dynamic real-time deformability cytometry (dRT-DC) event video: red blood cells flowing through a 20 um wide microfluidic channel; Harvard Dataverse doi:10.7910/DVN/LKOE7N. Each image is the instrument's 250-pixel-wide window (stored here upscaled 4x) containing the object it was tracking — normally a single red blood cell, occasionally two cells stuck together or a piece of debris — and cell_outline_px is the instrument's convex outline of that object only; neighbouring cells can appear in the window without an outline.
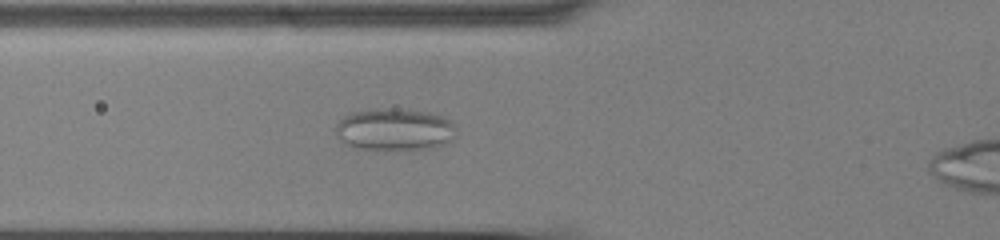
{"species": "common noctule bat (a hibernating species)", "species_latin": "Nyctalus noctula", "temperature_condition": "cold", "stored_images_in_passage": 53, "camera_frame_rate_fps": 3000, "um_per_image_px": 0.085, "animal": {"sex": "male", "body_mass_g": 13.0, "forearm_length_mm": 53.1}, "frame": {"image": 1, "passage_image": 22, "time_ms": 7.0, "image_size_px": [1000, 240], "cell_outline_px": [[456, 136], [444, 144], [432, 148], [408, 152], [352, 148], [340, 140], [336, 136], [336, 124], [344, 116], [352, 112], [372, 108], [396, 108], [428, 112], [444, 116], [452, 120], [456, 124]], "centroid_in_image_um": [33.56, 11.03], "position_along_channel_um": 92.2, "area_um2": 30.87}}
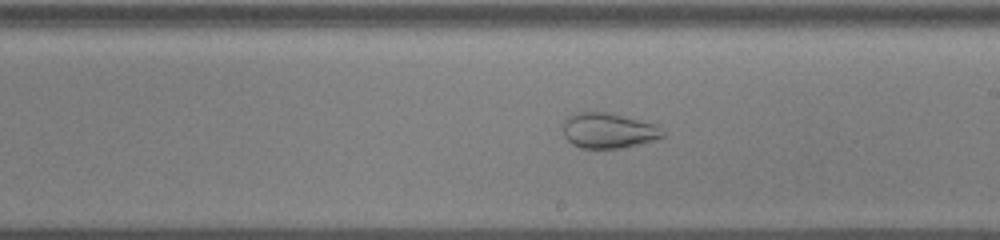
{"frame": {"image": 2, "passage_image": 34, "time_ms": 11.0, "image_size_px": [1000, 240], "cell_outline_px": [[664, 136], [652, 140], [620, 148], [580, 148], [572, 144], [564, 136], [564, 120], [568, 116], [576, 112], [608, 112], [656, 124], [664, 132]], "centroid_in_image_um": [51.68, 11.09], "position_along_channel_um": 237.3, "area_um2": 20.35}}
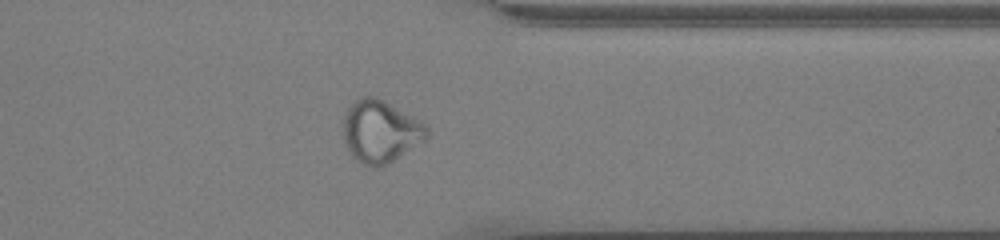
{"frame": {"image": 3, "passage_image": 46, "time_ms": 15.0, "image_size_px": [1000, 240], "cell_outline_px": [[428, 136], [424, 140], [392, 160], [376, 168], [372, 168], [360, 164], [352, 156], [344, 140], [344, 116], [348, 108], [360, 96], [376, 96], [384, 100], [420, 120], [428, 128]], "centroid_in_image_um": [32.31, 11.16], "position_along_channel_um": 379.1, "area_um2": 30.06}}